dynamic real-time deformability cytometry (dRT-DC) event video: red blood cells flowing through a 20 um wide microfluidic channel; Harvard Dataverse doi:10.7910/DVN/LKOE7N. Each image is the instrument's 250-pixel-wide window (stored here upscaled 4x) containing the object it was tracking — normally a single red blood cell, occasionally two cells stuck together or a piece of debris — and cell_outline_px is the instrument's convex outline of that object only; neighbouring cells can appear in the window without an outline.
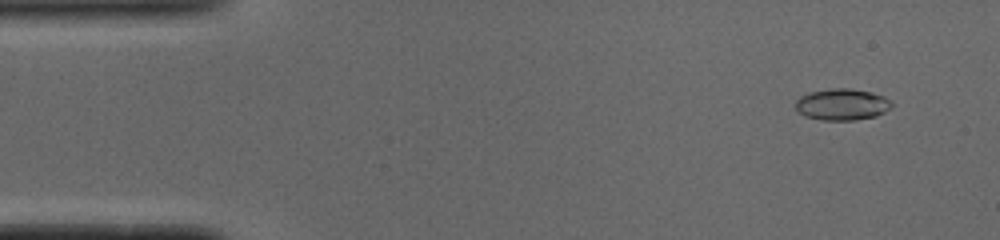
{"species": "common noctule bat (a hibernating species)", "species_latin": "Nyctalus noctula", "temperature_condition": "cold", "stored_images_in_passage": 51, "camera_frame_rate_fps": 3000, "um_per_image_px": 0.085, "animal": {"sex": "male", "body_mass_g": 19.0, "forearm_length_mm": 50.8}, "frame": {"image": 1, "passage_image": 4, "time_ms": 1.0, "image_size_px": [1000, 240], "cell_outline_px": [[892, 104], [884, 112], [876, 116], [856, 120], [820, 120], [804, 116], [796, 108], [796, 100], [800, 96], [808, 92], [828, 88], [848, 88], [872, 92], [884, 96], [892, 100]], "centroid_in_image_um": [71.56, 8.87], "position_along_channel_um": 13.4, "area_um2": 17.8}}
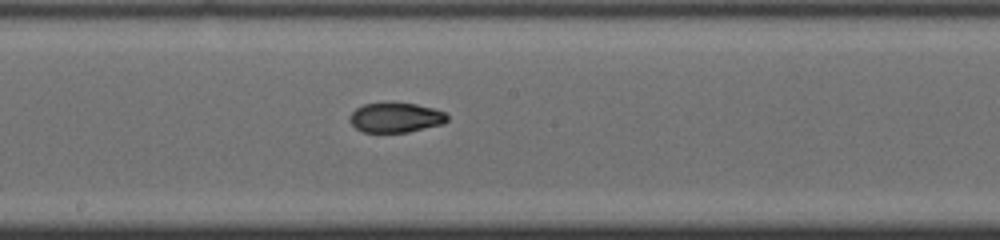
{"frame": {"image": 2, "passage_image": 27, "time_ms": 8.667, "image_size_px": [1000, 240], "cell_outline_px": [[448, 120], [444, 124], [408, 132], [364, 132], [356, 128], [348, 120], [348, 116], [356, 108], [364, 104], [416, 104], [432, 108], [444, 112], [448, 116]], "centroid_in_image_um": [33.63, 10.01], "position_along_channel_um": 214.6, "area_um2": 16.7}}
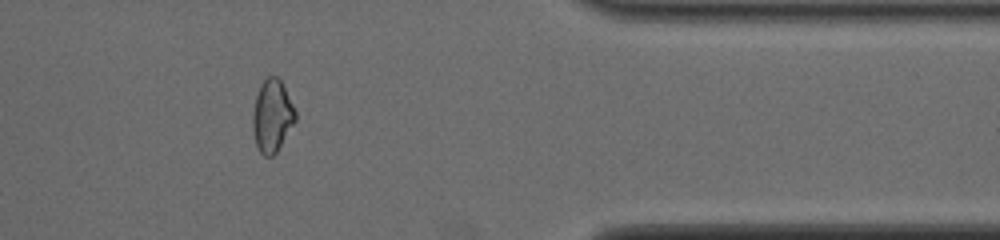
{"frame": {"image": 3, "passage_image": 42, "time_ms": 13.667, "image_size_px": [1000, 240], "cell_outline_px": [[296, 120], [276, 152], [272, 156], [264, 156], [260, 152], [256, 144], [252, 128], [252, 112], [256, 96], [260, 84], [268, 76], [276, 76], [280, 80], [296, 112]], "centroid_in_image_um": [23.11, 9.85], "position_along_channel_um": 388.3, "area_um2": 17.8}, "authors_computed_cell_mechanics": {"area_um2": 17.629, "velocity_mm_per_s": 3.9268, "shape_relaxation_time_tau1_ms": null, "shape_relaxation_time_tau2_ms": 2.4066, "deformation_change_tau1": null, "deformation_change_tau2": 0.0676}}